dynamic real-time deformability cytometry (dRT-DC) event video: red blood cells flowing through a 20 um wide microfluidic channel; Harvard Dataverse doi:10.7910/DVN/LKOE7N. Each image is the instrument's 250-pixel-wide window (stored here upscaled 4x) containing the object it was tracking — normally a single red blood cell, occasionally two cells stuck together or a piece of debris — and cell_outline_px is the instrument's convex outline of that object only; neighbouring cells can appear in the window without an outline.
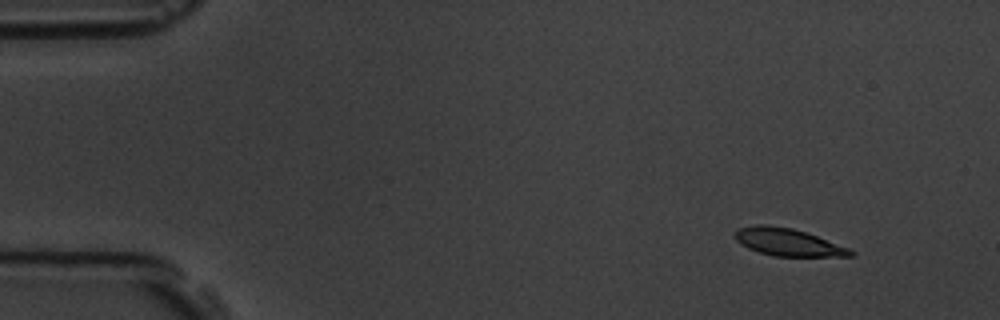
{"species": "common noctule bat (a hibernating species)", "species_latin": "Nyctalus noctula", "temperature_condition": "room temperature", "stored_images_in_passage": 5, "camera_frame_rate_fps": 3000, "um_per_image_px": 0.085, "animal": {"sex": "male", "body_mass_g": 19.5, "forearm_length_mm": 54.6}, "frame": {"image": 1, "passage_image": 1, "time_ms": 0.0, "image_size_px": [1000, 320], "cell_outline_px": [[856, 256], [776, 256], [760, 252], [748, 248], [740, 244], [736, 240], [736, 228], [756, 224], [768, 224], [792, 228], [816, 236], [848, 248], [856, 252]], "centroid_in_image_um": [66.95, 20.57], "position_along_channel_um": 18.0, "area_um2": 18.32}}
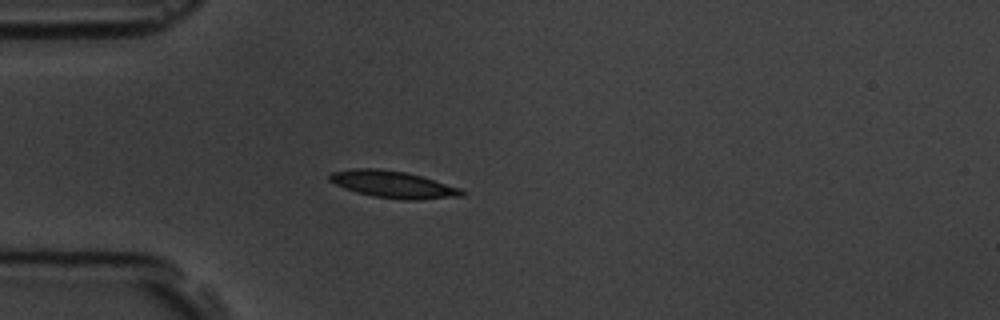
{"frame": {"image": 2, "passage_image": 4, "time_ms": 3.333, "image_size_px": [1000, 320], "cell_outline_px": [[468, 192], [464, 196], [420, 200], [404, 200], [372, 196], [356, 192], [344, 188], [328, 180], [328, 176], [332, 172], [356, 168], [376, 168], [404, 172], [420, 176], [460, 188]], "centroid_in_image_um": [33.43, 15.69], "position_along_channel_um": 51.6, "area_um2": 20.75}}